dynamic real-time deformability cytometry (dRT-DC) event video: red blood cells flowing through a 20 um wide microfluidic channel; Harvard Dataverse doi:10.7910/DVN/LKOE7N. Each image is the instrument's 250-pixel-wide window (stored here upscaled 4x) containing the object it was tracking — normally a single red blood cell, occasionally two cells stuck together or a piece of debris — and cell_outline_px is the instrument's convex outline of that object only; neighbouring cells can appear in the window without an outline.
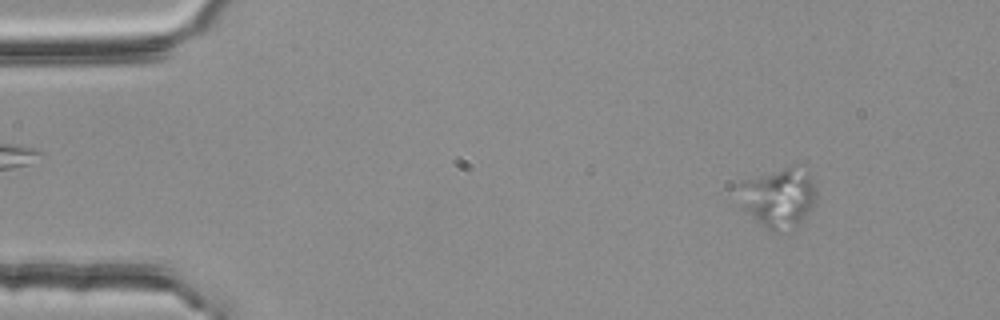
{"species": "common noctule bat (a hibernating species)", "species_latin": "Nyctalus noctula", "temperature_condition": "room temperature", "stored_images_in_passage": 55, "camera_frame_rate_fps": 3000, "um_per_image_px": 0.085, "animal": {"sex": "female", "body_mass_g": 25.1}, "frame": {"image": 1, "passage_image": 7, "time_ms": 2.0, "image_size_px": [1000, 320], "cell_outline_px": [[816, 200], [804, 220], [792, 232], [772, 232], [764, 228], [744, 208], [744, 184], [748, 180], [784, 168], [792, 168], [808, 176], [816, 184]], "centroid_in_image_um": [66.31, 16.93], "position_along_channel_um": 18.7, "area_um2": 25.61}}
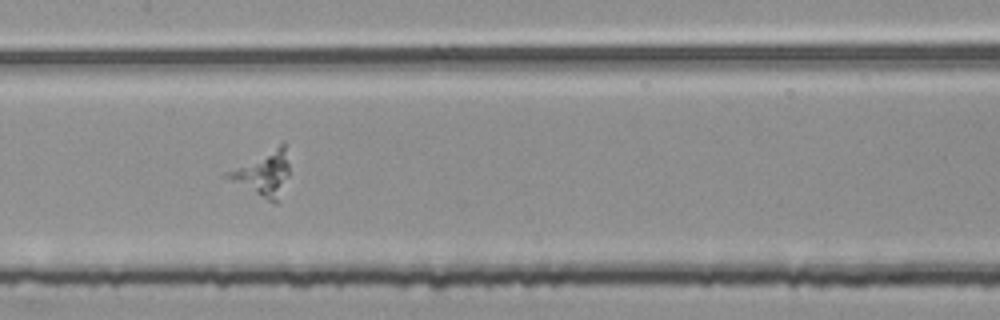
{"frame": {"image": 2, "passage_image": 28, "time_ms": 9.0, "image_size_px": [1000, 320], "cell_outline_px": [[288, 176], [276, 204], [220, 176], [224, 172], [280, 144], [284, 144], [288, 164]], "centroid_in_image_um": [22.31, 14.76], "position_along_channel_um": 185.1, "area_um2": 15.78}}
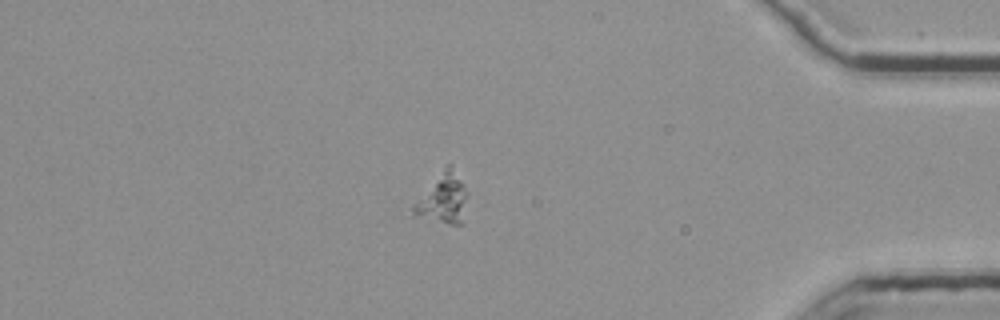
{"frame": {"image": 3, "passage_image": 48, "time_ms": 15.667, "image_size_px": [1000, 320], "cell_outline_px": [[464, 224], [452, 224], [412, 216], [412, 204], [448, 164], [452, 164], [464, 188]], "centroid_in_image_um": [37.59, 16.93], "position_along_channel_um": 397.6, "area_um2": 15.14}}